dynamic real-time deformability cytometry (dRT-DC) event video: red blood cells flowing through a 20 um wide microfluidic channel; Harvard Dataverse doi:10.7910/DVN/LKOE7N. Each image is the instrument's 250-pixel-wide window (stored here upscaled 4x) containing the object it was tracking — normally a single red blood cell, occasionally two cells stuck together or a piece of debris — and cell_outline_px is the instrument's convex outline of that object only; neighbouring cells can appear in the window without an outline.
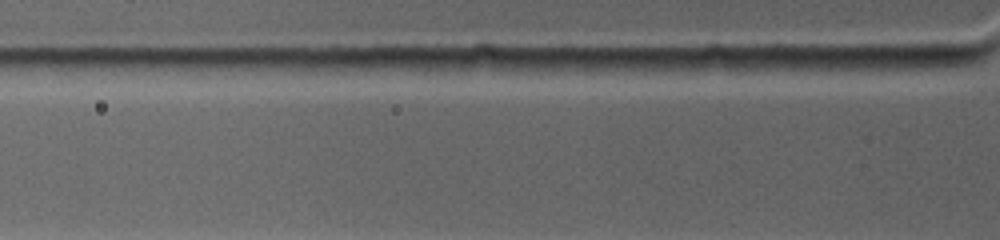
{"species": "common noctule bat (a hibernating species)", "species_latin": "Nyctalus noctula", "temperature_condition": "warm", "stored_images_in_passage": 3, "segment_of_instrument_passage": [2, 2], "camera_frame_rate_fps": 4500, "um_per_image_px": 0.085, "animal": {"sex": "female", "body_mass_g": 19.0, "forearm_length_mm": 53.3}, "frame": {"image": 1, "passage_image": 3, "time_ms": 0.444, "image_size_px": [1000, 240], "cell_outline_px": [[972, 60], [968, 64], [932, 72], [880, 76], [860, 68], [860, 64], [872, 56], [960, 56]], "centroid_in_image_um": [77.43, 5.47], "position_along_channel_um": 48.4, "area_um2": 11.85}}